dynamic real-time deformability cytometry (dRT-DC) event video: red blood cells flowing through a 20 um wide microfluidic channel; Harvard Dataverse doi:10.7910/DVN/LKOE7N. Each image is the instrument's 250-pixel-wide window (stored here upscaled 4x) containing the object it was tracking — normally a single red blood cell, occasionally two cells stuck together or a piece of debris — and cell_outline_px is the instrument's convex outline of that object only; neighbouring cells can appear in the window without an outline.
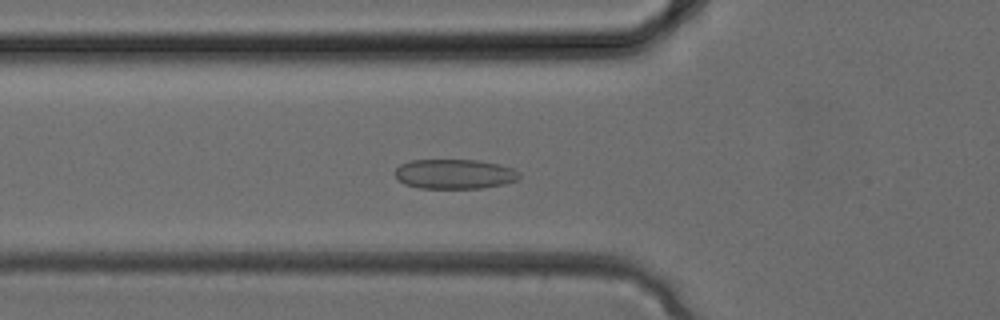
{"species": "common noctule bat (a hibernating species)", "species_latin": "Nyctalus noctula", "temperature_condition": "cold", "stored_images_in_passage": 12, "camera_frame_rate_fps": 3000, "um_per_image_px": 0.085, "animal": {"sex": "female", "body_mass_g": 24.6, "forearm_length_mm": 56.2}, "frame": {"image": 1, "passage_image": 5, "time_ms": 1.333, "image_size_px": [1000, 320], "cell_outline_px": [[520, 176], [516, 180], [504, 184], [480, 188], [420, 188], [404, 184], [396, 180], [392, 172], [400, 164], [408, 160], [480, 160], [500, 164], [512, 168], [520, 172]], "centroid_in_image_um": [38.58, 14.78], "position_along_channel_um": 87.2, "area_um2": 21.85}}
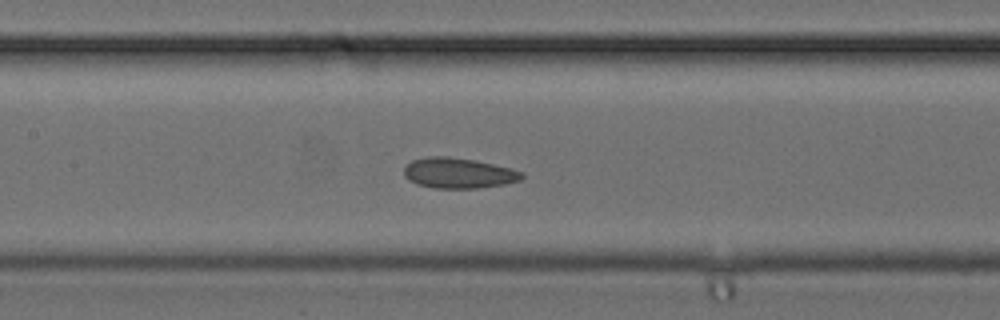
{"frame": {"image": 2, "passage_image": 9, "time_ms": 2.667, "image_size_px": [1000, 320], "cell_outline_px": [[524, 176], [520, 180], [504, 184], [476, 188], [432, 188], [416, 184], [404, 176], [404, 168], [412, 160], [428, 156], [448, 156], [476, 160], [512, 168], [524, 172]], "centroid_in_image_um": [38.98, 14.7], "position_along_channel_um": 168.4, "area_um2": 21.04}}
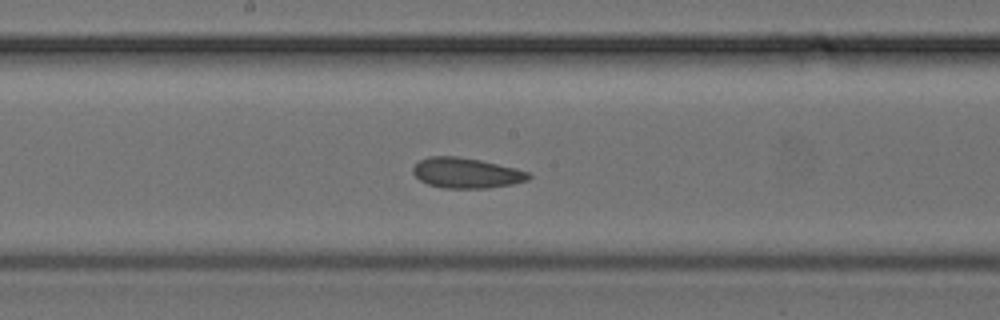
{"frame": {"image": 3, "passage_image": 11, "time_ms": 3.333, "image_size_px": [1000, 320], "cell_outline_px": [[532, 176], [528, 180], [512, 184], [488, 188], [444, 188], [428, 184], [420, 180], [412, 172], [412, 168], [420, 160], [428, 156], [456, 156], [480, 160], [516, 168], [528, 172]], "centroid_in_image_um": [39.63, 14.7], "position_along_channel_um": 208.6, "area_um2": 20.4}}